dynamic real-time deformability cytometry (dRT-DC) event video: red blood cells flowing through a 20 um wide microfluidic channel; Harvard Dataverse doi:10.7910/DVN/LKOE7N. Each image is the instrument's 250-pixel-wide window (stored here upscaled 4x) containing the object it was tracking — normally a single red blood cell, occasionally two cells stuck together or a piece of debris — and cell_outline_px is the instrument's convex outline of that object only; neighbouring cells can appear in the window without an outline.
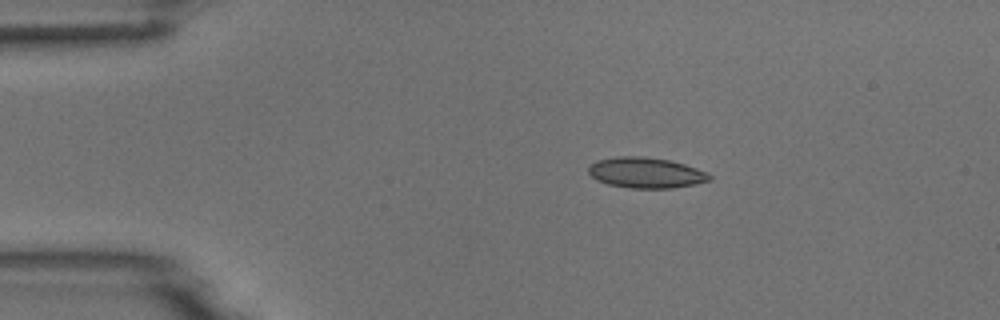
{"species": "common noctule bat (a hibernating species)", "species_latin": "Nyctalus noctula", "temperature_condition": "room temperature", "stored_images_in_passage": 8, "camera_frame_rate_fps": 3000, "um_per_image_px": 0.085, "animal": {"sex": "male", "body_mass_g": 18.8}, "frame": {"image": 1, "passage_image": 1, "time_ms": 0.0, "image_size_px": [1000, 320], "cell_outline_px": [[712, 180], [696, 184], [672, 188], [632, 188], [608, 184], [596, 180], [588, 172], [588, 168], [596, 160], [616, 156], [644, 156], [668, 160], [684, 164], [696, 168], [712, 176]], "centroid_in_image_um": [54.89, 14.68], "position_along_channel_um": 30.1, "area_um2": 21.56}}
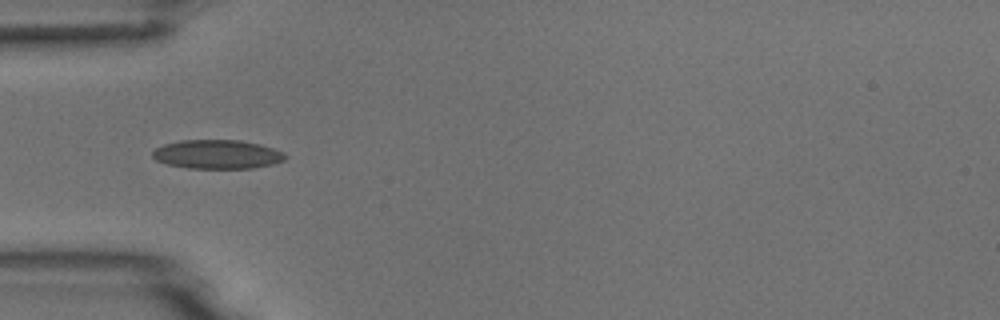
{"frame": {"image": 2, "passage_image": 3, "time_ms": 2.333, "image_size_px": [1000, 320], "cell_outline_px": [[288, 156], [284, 160], [272, 164], [252, 168], [188, 168], [168, 164], [156, 160], [152, 156], [152, 152], [156, 148], [164, 144], [180, 140], [240, 140], [260, 144], [284, 152]], "centroid_in_image_um": [18.47, 13.11], "position_along_channel_um": 66.5, "area_um2": 22.37}}
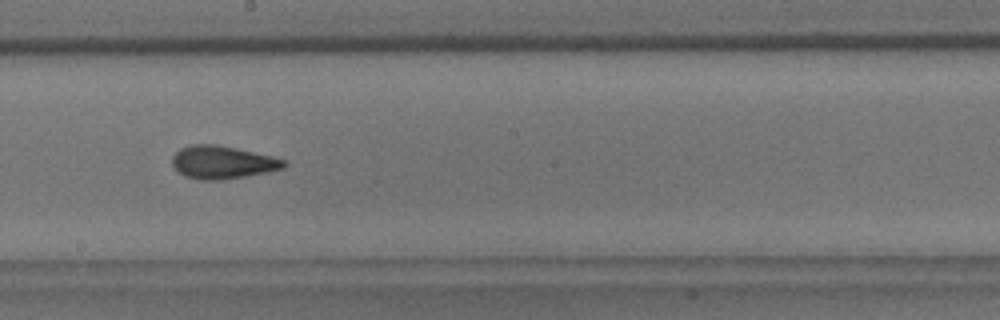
{"frame": {"image": 3, "passage_image": 7, "time_ms": 6.667, "image_size_px": [1000, 320], "cell_outline_px": [[288, 164], [284, 168], [268, 172], [220, 180], [200, 180], [184, 176], [172, 164], [172, 156], [180, 148], [192, 144], [216, 144], [236, 148], [272, 156], [288, 160]], "centroid_in_image_um": [18.93, 13.79], "position_along_channel_um": 229.3, "area_um2": 21.5}}